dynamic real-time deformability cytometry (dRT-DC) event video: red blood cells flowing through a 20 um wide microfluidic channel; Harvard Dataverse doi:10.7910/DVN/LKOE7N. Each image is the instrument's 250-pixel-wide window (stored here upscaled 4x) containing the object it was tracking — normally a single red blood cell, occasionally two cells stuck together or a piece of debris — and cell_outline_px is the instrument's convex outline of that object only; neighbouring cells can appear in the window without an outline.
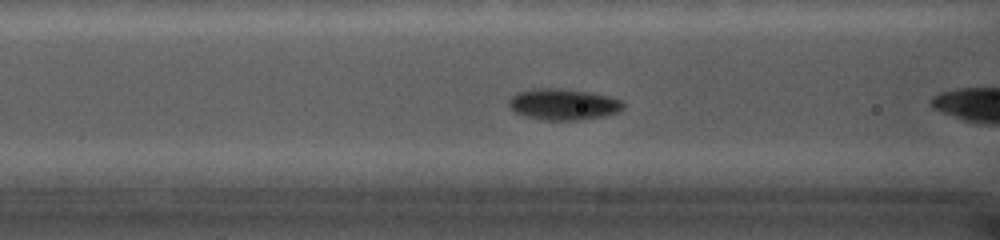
{"species": "common noctule bat (a hibernating species)", "species_latin": "Nyctalus noctula", "temperature_condition": "cold", "stored_images_in_passage": 7, "camera_frame_rate_fps": 5000, "um_per_image_px": 0.085, "animal": {"sex": "female", "body_mass_g": 19.0, "forearm_length_mm": 56.7}, "frame": {"image": 1, "passage_image": 6, "time_ms": 1.6, "image_size_px": [1000, 240], "cell_outline_px": [[624, 108], [620, 112], [604, 116], [580, 120], [544, 120], [524, 116], [508, 108], [508, 100], [516, 92], [536, 88], [556, 88], [588, 92], [608, 96], [620, 100], [624, 104]], "centroid_in_image_um": [47.86, 8.87], "position_along_channel_um": 118.7, "area_um2": 20.92}}